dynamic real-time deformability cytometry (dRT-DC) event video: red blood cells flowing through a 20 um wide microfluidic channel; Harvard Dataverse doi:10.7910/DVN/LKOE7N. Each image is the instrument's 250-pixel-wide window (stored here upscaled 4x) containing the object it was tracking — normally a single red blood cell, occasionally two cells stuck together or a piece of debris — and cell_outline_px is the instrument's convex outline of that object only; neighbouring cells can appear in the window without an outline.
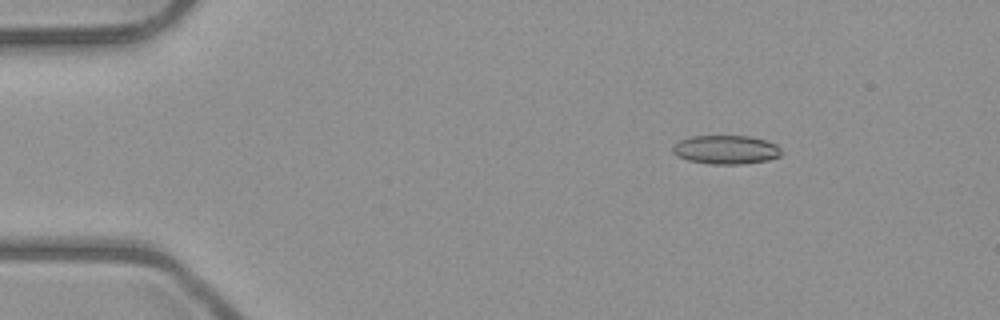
{"species": "common noctule bat (a hibernating species)", "species_latin": "Nyctalus noctula", "temperature_condition": "room temperature", "stored_images_in_passage": 6, "camera_frame_rate_fps": 3000, "um_per_image_px": 0.085, "animal": {"sex": "male", "body_mass_g": 23.1, "forearm_length_mm": 52.7}, "frame": {"image": 1, "passage_image": 2, "time_ms": 2.333, "image_size_px": [1000, 320], "cell_outline_px": [[784, 152], [780, 156], [768, 160], [740, 164], [712, 164], [688, 160], [676, 156], [672, 152], [672, 148], [680, 140], [692, 136], [748, 136], [764, 140], [776, 144]], "centroid_in_image_um": [61.72, 12.72], "position_along_channel_um": 23.3, "area_um2": 18.21}}
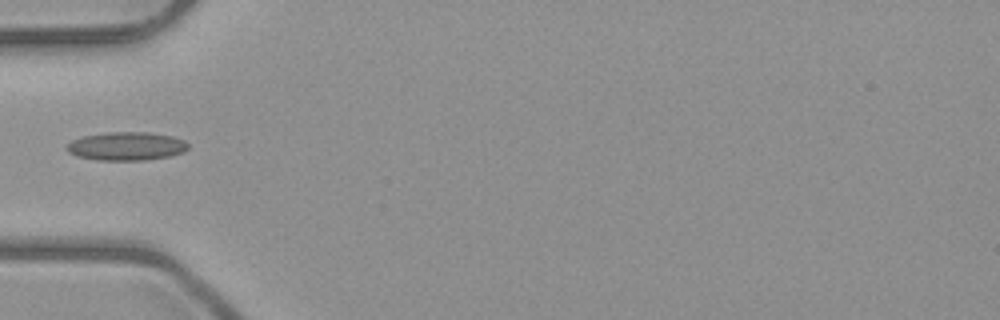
{"frame": {"image": 2, "passage_image": 5, "time_ms": 5.667, "image_size_px": [1000, 320], "cell_outline_px": [[188, 148], [184, 152], [168, 156], [144, 160], [96, 160], [76, 156], [68, 152], [64, 148], [72, 140], [84, 136], [108, 132], [148, 132], [172, 136], [184, 140], [188, 144]], "centroid_in_image_um": [10.73, 12.42], "position_along_channel_um": 74.3, "area_um2": 20.11}}
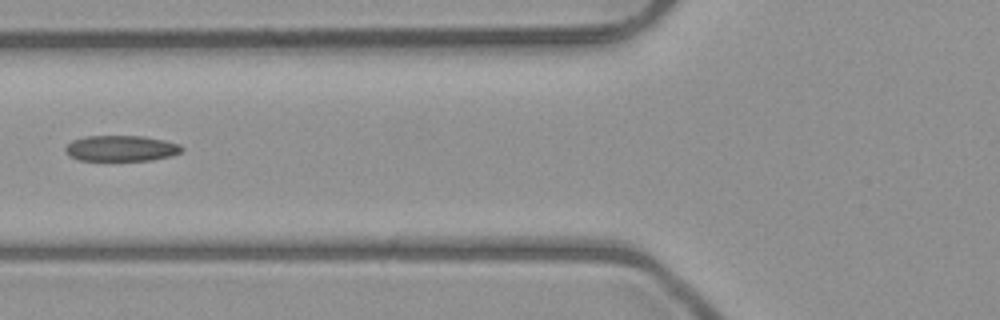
{"frame": {"image": 3, "passage_image": 6, "time_ms": 6.667, "image_size_px": [1000, 320], "cell_outline_px": [[184, 148], [180, 152], [172, 156], [152, 160], [80, 160], [68, 156], [64, 148], [72, 140], [88, 136], [144, 136], [164, 140], [180, 144]], "centroid_in_image_um": [10.31, 12.61], "position_along_channel_um": 115.5, "area_um2": 17.51}}